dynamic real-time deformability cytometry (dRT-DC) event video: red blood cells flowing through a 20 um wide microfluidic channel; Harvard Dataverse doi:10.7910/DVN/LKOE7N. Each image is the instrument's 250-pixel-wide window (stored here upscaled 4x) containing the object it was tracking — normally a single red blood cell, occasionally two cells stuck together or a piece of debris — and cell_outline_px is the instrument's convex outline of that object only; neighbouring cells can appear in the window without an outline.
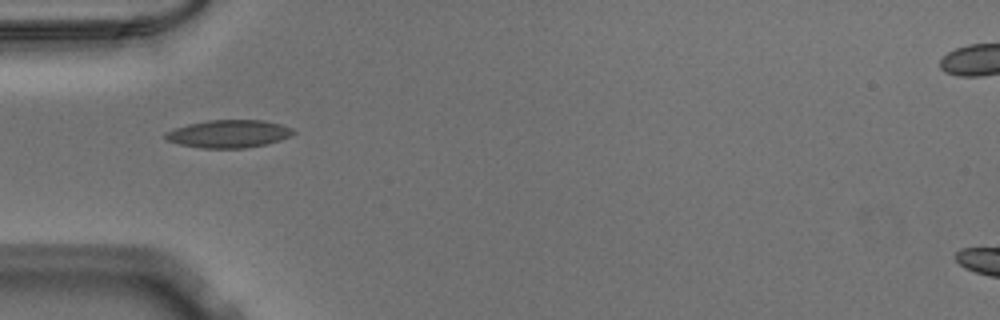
{"species": "Egyptian fruit bat (a non-hibernating species)", "species_latin": "Rousettus aegyptiacus", "temperature_condition": "warm", "stored_images_in_passage": 30, "camera_frame_rate_fps": 3000, "um_per_image_px": 0.085, "animal": {"sex": "male"}, "frame": {"image": 1, "passage_image": 1, "time_ms": 0.0, "image_size_px": [1000, 320], "cell_outline_px": [[296, 132], [292, 136], [268, 144], [244, 148], [204, 148], [180, 144], [168, 140], [164, 136], [164, 132], [188, 124], [208, 120], [264, 120], [280, 124], [292, 128]], "centroid_in_image_um": [19.48, 11.37], "position_along_channel_um": 65.5, "area_um2": 20.69}}
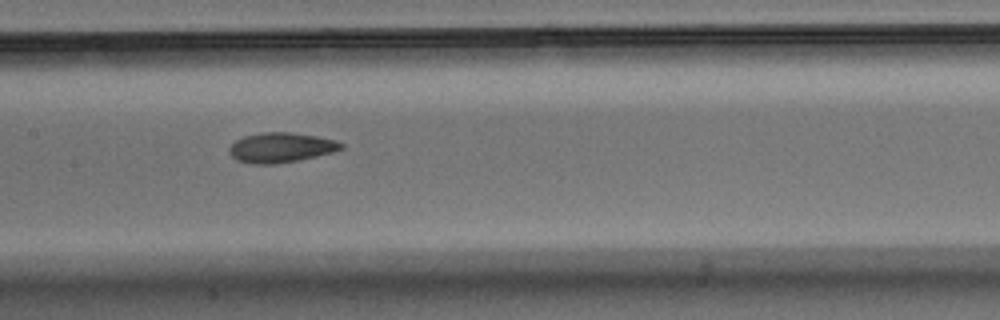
{"frame": {"image": 2, "passage_image": 10, "time_ms": 3.0, "image_size_px": [1000, 320], "cell_outline_px": [[344, 148], [332, 152], [316, 156], [276, 164], [252, 164], [236, 160], [228, 152], [228, 148], [236, 140], [244, 136], [264, 132], [288, 132], [316, 136], [336, 140], [344, 144]], "centroid_in_image_um": [23.86, 12.54], "position_along_channel_um": 183.5, "area_um2": 19.42}}
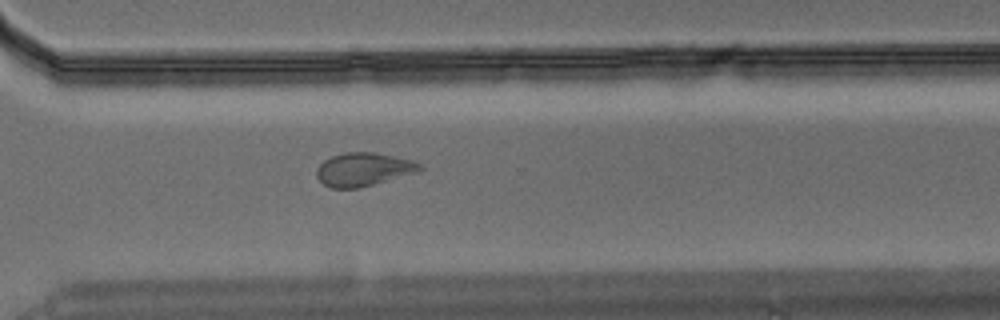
{"frame": {"image": 3, "passage_image": 22, "time_ms": 7.0, "image_size_px": [1000, 320], "cell_outline_px": [[424, 168], [420, 172], [356, 188], [328, 188], [316, 176], [316, 168], [324, 160], [332, 156], [344, 152], [376, 152], [412, 160], [420, 164]], "centroid_in_image_um": [30.9, 14.39], "position_along_channel_um": 339.7, "area_um2": 20.11}}